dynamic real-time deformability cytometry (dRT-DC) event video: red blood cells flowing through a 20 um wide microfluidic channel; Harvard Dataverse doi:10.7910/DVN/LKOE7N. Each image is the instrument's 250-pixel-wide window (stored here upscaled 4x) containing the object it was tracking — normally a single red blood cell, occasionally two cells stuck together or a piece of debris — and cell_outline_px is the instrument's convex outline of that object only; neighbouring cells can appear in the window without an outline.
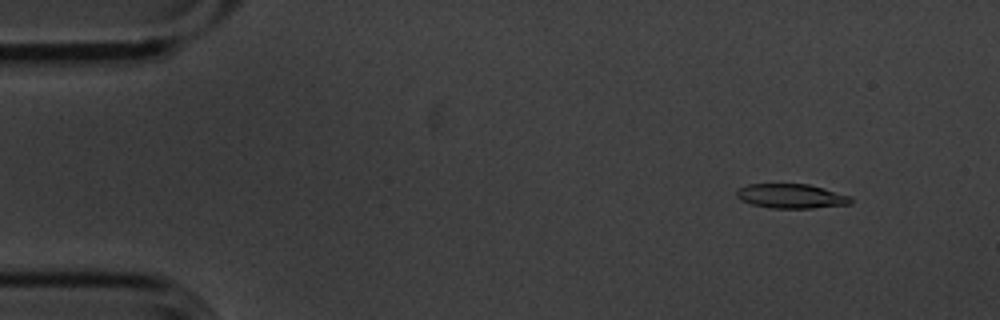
{"species": "common noctule bat (a hibernating species)", "species_latin": "Nyctalus noctula", "temperature_condition": "cold", "stored_images_in_passage": 51, "camera_frame_rate_fps": 3000, "um_per_image_px": 0.085, "animal": {"sex": "male", "body_mass_g": 20.1, "forearm_length_mm": 53.5}, "frame": {"image": 1, "passage_image": 1, "time_ms": 0.0, "image_size_px": [1000, 320], "cell_outline_px": [[852, 204], [812, 208], [768, 208], [752, 204], [740, 200], [736, 196], [736, 188], [748, 184], [808, 184], [824, 188], [852, 196]], "centroid_in_image_um": [67.25, 16.67], "position_along_channel_um": 17.8, "area_um2": 16.47}}
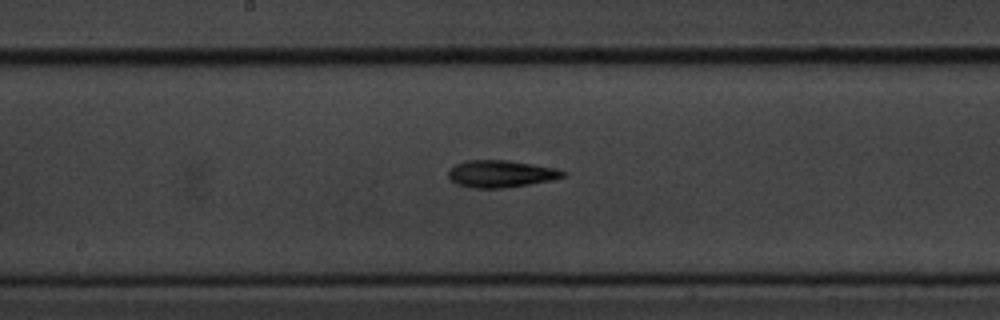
{"frame": {"image": 2, "passage_image": 24, "time_ms": 7.667, "image_size_px": [1000, 320], "cell_outline_px": [[568, 172], [564, 176], [552, 180], [504, 188], [472, 188], [456, 184], [448, 176], [448, 172], [456, 164], [464, 160], [508, 160], [556, 168]], "centroid_in_image_um": [42.58, 14.77], "position_along_channel_um": 205.6, "area_um2": 18.09}}
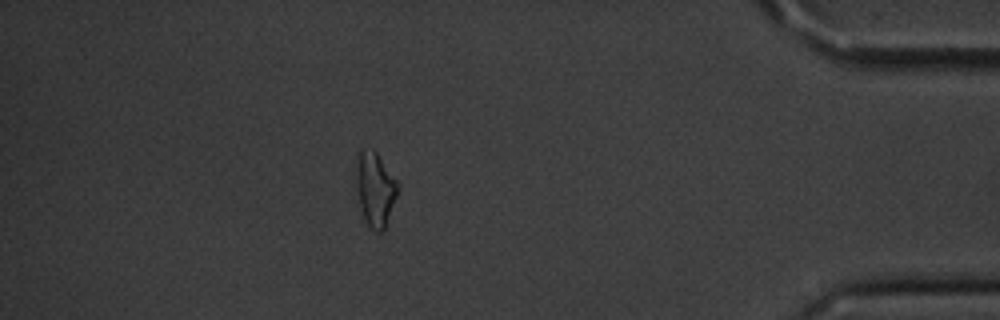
{"frame": {"image": 3, "passage_image": 44, "time_ms": 14.333, "image_size_px": [1000, 320], "cell_outline_px": [[400, 188], [384, 232], [376, 232], [364, 224], [360, 208], [356, 184], [356, 152], [360, 148], [372, 148], [376, 152], [400, 184]], "centroid_in_image_um": [31.88, 16.08], "position_along_channel_um": 403.3, "area_um2": 18.73}, "authors_computed_cell_mechanics": {"area_um2": 17.5134, "velocity_mm_per_s": 3.6244, "shape_relaxation_time_tau1_ms": 3.7478, "shape_relaxation_time_tau2_ms": 7.1669, "deformation_change_tau1": 0.123, "deformation_change_tau2": 0.1995}}